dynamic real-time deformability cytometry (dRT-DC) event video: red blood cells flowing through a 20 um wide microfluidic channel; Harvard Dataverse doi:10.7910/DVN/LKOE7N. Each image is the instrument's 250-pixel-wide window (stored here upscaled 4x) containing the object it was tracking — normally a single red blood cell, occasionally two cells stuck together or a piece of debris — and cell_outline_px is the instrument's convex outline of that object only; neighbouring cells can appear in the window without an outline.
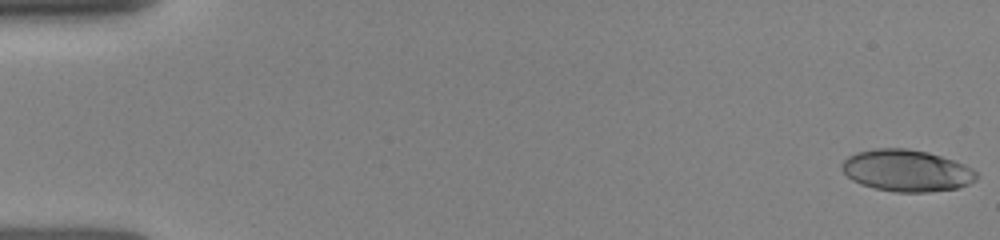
{"species": "human", "species_latin": "Homo sapiens", "temperature_condition": "room temperature", "stored_images_in_passage": 35, "camera_frame_rate_fps": 3000, "um_per_image_px": 0.085, "donor": {"sex": "female"}, "frame": {"image": 1, "passage_image": 1, "time_ms": 0.0, "image_size_px": [1000, 240], "cell_outline_px": [[980, 176], [976, 180], [968, 184], [956, 188], [928, 192], [896, 192], [876, 188], [860, 184], [852, 180], [840, 168], [840, 164], [848, 156], [856, 152], [872, 148], [904, 148], [928, 152], [964, 164], [972, 168]], "centroid_in_image_um": [77.05, 14.49], "position_along_channel_um": 8.0, "area_um2": 32.83}}
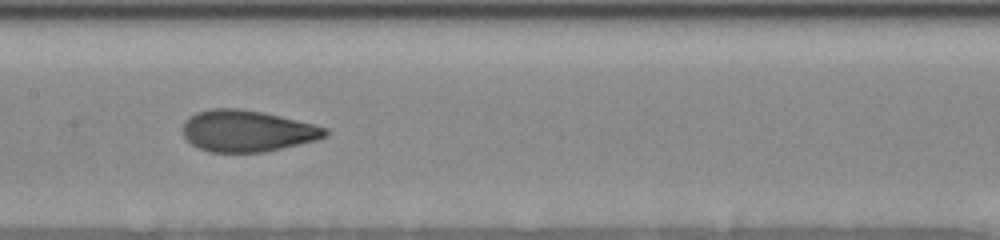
{"frame": {"image": 2, "passage_image": 22, "time_ms": 8.0, "image_size_px": [1000, 240], "cell_outline_px": [[328, 136], [316, 140], [264, 152], [212, 152], [200, 148], [192, 144], [184, 136], [184, 120], [188, 116], [196, 112], [212, 108], [240, 108], [280, 116], [328, 128]], "centroid_in_image_um": [21.0, 11.12], "position_along_channel_um": 186.4, "area_um2": 34.22}}
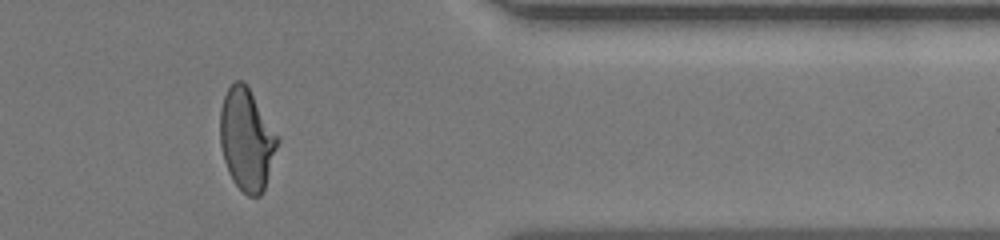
{"frame": {"image": 3, "passage_image": 32, "time_ms": 13.333, "image_size_px": [1000, 240], "cell_outline_px": [[280, 140], [264, 192], [260, 196], [248, 196], [232, 180], [228, 172], [224, 160], [220, 144], [220, 108], [224, 96], [228, 88], [236, 80], [244, 80]], "centroid_in_image_um": [20.96, 11.88], "position_along_channel_um": 390.4, "area_um2": 34.1}}